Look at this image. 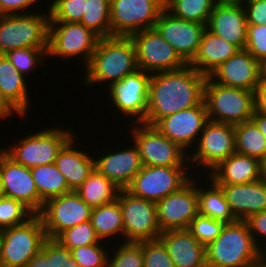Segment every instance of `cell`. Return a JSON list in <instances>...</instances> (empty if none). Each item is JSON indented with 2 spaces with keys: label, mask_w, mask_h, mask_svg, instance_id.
<instances>
[{
  "label": "cell",
  "mask_w": 266,
  "mask_h": 267,
  "mask_svg": "<svg viewBox=\"0 0 266 267\" xmlns=\"http://www.w3.org/2000/svg\"><path fill=\"white\" fill-rule=\"evenodd\" d=\"M50 14L0 15V54L24 47L48 48Z\"/></svg>",
  "instance_id": "cell-6"
},
{
  "label": "cell",
  "mask_w": 266,
  "mask_h": 267,
  "mask_svg": "<svg viewBox=\"0 0 266 267\" xmlns=\"http://www.w3.org/2000/svg\"><path fill=\"white\" fill-rule=\"evenodd\" d=\"M150 73L141 69L127 75L108 87L112 104L117 111L133 117V123H142L148 109ZM136 115V116H135Z\"/></svg>",
  "instance_id": "cell-17"
},
{
  "label": "cell",
  "mask_w": 266,
  "mask_h": 267,
  "mask_svg": "<svg viewBox=\"0 0 266 267\" xmlns=\"http://www.w3.org/2000/svg\"><path fill=\"white\" fill-rule=\"evenodd\" d=\"M48 48L24 47L8 51L5 55L16 70L26 77L30 70L33 72L37 64L43 62ZM43 58V59H42Z\"/></svg>",
  "instance_id": "cell-38"
},
{
  "label": "cell",
  "mask_w": 266,
  "mask_h": 267,
  "mask_svg": "<svg viewBox=\"0 0 266 267\" xmlns=\"http://www.w3.org/2000/svg\"><path fill=\"white\" fill-rule=\"evenodd\" d=\"M90 220L101 241L103 239H108L111 236L118 237V234L124 238L123 213L117 199L93 208Z\"/></svg>",
  "instance_id": "cell-32"
},
{
  "label": "cell",
  "mask_w": 266,
  "mask_h": 267,
  "mask_svg": "<svg viewBox=\"0 0 266 267\" xmlns=\"http://www.w3.org/2000/svg\"><path fill=\"white\" fill-rule=\"evenodd\" d=\"M255 265L257 267H266V254L264 252H260Z\"/></svg>",
  "instance_id": "cell-56"
},
{
  "label": "cell",
  "mask_w": 266,
  "mask_h": 267,
  "mask_svg": "<svg viewBox=\"0 0 266 267\" xmlns=\"http://www.w3.org/2000/svg\"><path fill=\"white\" fill-rule=\"evenodd\" d=\"M4 196H5V193H4V189H3L2 178H1V175H0V198L4 197Z\"/></svg>",
  "instance_id": "cell-58"
},
{
  "label": "cell",
  "mask_w": 266,
  "mask_h": 267,
  "mask_svg": "<svg viewBox=\"0 0 266 267\" xmlns=\"http://www.w3.org/2000/svg\"><path fill=\"white\" fill-rule=\"evenodd\" d=\"M95 159V169L119 189H126L143 164L136 145Z\"/></svg>",
  "instance_id": "cell-25"
},
{
  "label": "cell",
  "mask_w": 266,
  "mask_h": 267,
  "mask_svg": "<svg viewBox=\"0 0 266 267\" xmlns=\"http://www.w3.org/2000/svg\"><path fill=\"white\" fill-rule=\"evenodd\" d=\"M39 197L46 202L48 199L71 192L64 175L55 163L30 168Z\"/></svg>",
  "instance_id": "cell-33"
},
{
  "label": "cell",
  "mask_w": 266,
  "mask_h": 267,
  "mask_svg": "<svg viewBox=\"0 0 266 267\" xmlns=\"http://www.w3.org/2000/svg\"><path fill=\"white\" fill-rule=\"evenodd\" d=\"M26 78L19 73L5 54H0V89L6 99L25 117L30 105Z\"/></svg>",
  "instance_id": "cell-29"
},
{
  "label": "cell",
  "mask_w": 266,
  "mask_h": 267,
  "mask_svg": "<svg viewBox=\"0 0 266 267\" xmlns=\"http://www.w3.org/2000/svg\"><path fill=\"white\" fill-rule=\"evenodd\" d=\"M208 180L210 188L203 187L207 186L208 182L206 185L197 186L199 214L225 224L236 222L237 219L232 214L221 187L212 178Z\"/></svg>",
  "instance_id": "cell-30"
},
{
  "label": "cell",
  "mask_w": 266,
  "mask_h": 267,
  "mask_svg": "<svg viewBox=\"0 0 266 267\" xmlns=\"http://www.w3.org/2000/svg\"><path fill=\"white\" fill-rule=\"evenodd\" d=\"M243 7L247 24L266 25V0L245 1Z\"/></svg>",
  "instance_id": "cell-48"
},
{
  "label": "cell",
  "mask_w": 266,
  "mask_h": 267,
  "mask_svg": "<svg viewBox=\"0 0 266 267\" xmlns=\"http://www.w3.org/2000/svg\"><path fill=\"white\" fill-rule=\"evenodd\" d=\"M92 208L71 191L48 199L39 213L47 238L55 239L65 229L88 221Z\"/></svg>",
  "instance_id": "cell-15"
},
{
  "label": "cell",
  "mask_w": 266,
  "mask_h": 267,
  "mask_svg": "<svg viewBox=\"0 0 266 267\" xmlns=\"http://www.w3.org/2000/svg\"><path fill=\"white\" fill-rule=\"evenodd\" d=\"M251 120L256 124L260 129V132L266 139V114L257 113L255 110Z\"/></svg>",
  "instance_id": "cell-53"
},
{
  "label": "cell",
  "mask_w": 266,
  "mask_h": 267,
  "mask_svg": "<svg viewBox=\"0 0 266 267\" xmlns=\"http://www.w3.org/2000/svg\"><path fill=\"white\" fill-rule=\"evenodd\" d=\"M207 121L208 115L203 101L200 105L161 118L154 127L188 153V148L197 144Z\"/></svg>",
  "instance_id": "cell-20"
},
{
  "label": "cell",
  "mask_w": 266,
  "mask_h": 267,
  "mask_svg": "<svg viewBox=\"0 0 266 267\" xmlns=\"http://www.w3.org/2000/svg\"><path fill=\"white\" fill-rule=\"evenodd\" d=\"M119 188L96 169L75 191L92 209L117 199Z\"/></svg>",
  "instance_id": "cell-31"
},
{
  "label": "cell",
  "mask_w": 266,
  "mask_h": 267,
  "mask_svg": "<svg viewBox=\"0 0 266 267\" xmlns=\"http://www.w3.org/2000/svg\"><path fill=\"white\" fill-rule=\"evenodd\" d=\"M144 267H176L159 240L142 241Z\"/></svg>",
  "instance_id": "cell-44"
},
{
  "label": "cell",
  "mask_w": 266,
  "mask_h": 267,
  "mask_svg": "<svg viewBox=\"0 0 266 267\" xmlns=\"http://www.w3.org/2000/svg\"><path fill=\"white\" fill-rule=\"evenodd\" d=\"M158 239L176 267H207L206 247L188 229L167 230Z\"/></svg>",
  "instance_id": "cell-23"
},
{
  "label": "cell",
  "mask_w": 266,
  "mask_h": 267,
  "mask_svg": "<svg viewBox=\"0 0 266 267\" xmlns=\"http://www.w3.org/2000/svg\"><path fill=\"white\" fill-rule=\"evenodd\" d=\"M197 179L194 177L181 189L156 203L157 220L161 232L188 229L199 213ZM194 183V184H193Z\"/></svg>",
  "instance_id": "cell-16"
},
{
  "label": "cell",
  "mask_w": 266,
  "mask_h": 267,
  "mask_svg": "<svg viewBox=\"0 0 266 267\" xmlns=\"http://www.w3.org/2000/svg\"><path fill=\"white\" fill-rule=\"evenodd\" d=\"M249 226L250 232L253 236V239L255 241V244L257 245L260 252H263L266 249V210L251 215L248 219L245 220ZM260 234V235H259ZM262 238V240L258 237ZM265 237V238H264ZM258 238V239H256ZM260 239V240H259ZM260 241V242H259ZM263 244H262V243ZM262 246H265L262 247Z\"/></svg>",
  "instance_id": "cell-46"
},
{
  "label": "cell",
  "mask_w": 266,
  "mask_h": 267,
  "mask_svg": "<svg viewBox=\"0 0 266 267\" xmlns=\"http://www.w3.org/2000/svg\"><path fill=\"white\" fill-rule=\"evenodd\" d=\"M186 168V169H185ZM187 167L143 165L126 190L136 197L157 203L186 185L191 179Z\"/></svg>",
  "instance_id": "cell-10"
},
{
  "label": "cell",
  "mask_w": 266,
  "mask_h": 267,
  "mask_svg": "<svg viewBox=\"0 0 266 267\" xmlns=\"http://www.w3.org/2000/svg\"><path fill=\"white\" fill-rule=\"evenodd\" d=\"M224 226V222L214 220L198 213L191 221L188 230L202 245L207 247L221 234Z\"/></svg>",
  "instance_id": "cell-42"
},
{
  "label": "cell",
  "mask_w": 266,
  "mask_h": 267,
  "mask_svg": "<svg viewBox=\"0 0 266 267\" xmlns=\"http://www.w3.org/2000/svg\"><path fill=\"white\" fill-rule=\"evenodd\" d=\"M258 249L246 221L225 224L221 234L206 247L207 267H251Z\"/></svg>",
  "instance_id": "cell-3"
},
{
  "label": "cell",
  "mask_w": 266,
  "mask_h": 267,
  "mask_svg": "<svg viewBox=\"0 0 266 267\" xmlns=\"http://www.w3.org/2000/svg\"><path fill=\"white\" fill-rule=\"evenodd\" d=\"M122 242L117 249L114 248L112 257L108 255L107 267H144L142 241Z\"/></svg>",
  "instance_id": "cell-40"
},
{
  "label": "cell",
  "mask_w": 266,
  "mask_h": 267,
  "mask_svg": "<svg viewBox=\"0 0 266 267\" xmlns=\"http://www.w3.org/2000/svg\"><path fill=\"white\" fill-rule=\"evenodd\" d=\"M136 125V128L134 126L131 129V134L143 165L172 167L189 165V155L180 145L169 140L153 125L145 123Z\"/></svg>",
  "instance_id": "cell-9"
},
{
  "label": "cell",
  "mask_w": 266,
  "mask_h": 267,
  "mask_svg": "<svg viewBox=\"0 0 266 267\" xmlns=\"http://www.w3.org/2000/svg\"><path fill=\"white\" fill-rule=\"evenodd\" d=\"M206 78L189 64L177 70L153 73L142 123L154 126L161 118L200 105L204 101Z\"/></svg>",
  "instance_id": "cell-1"
},
{
  "label": "cell",
  "mask_w": 266,
  "mask_h": 267,
  "mask_svg": "<svg viewBox=\"0 0 266 267\" xmlns=\"http://www.w3.org/2000/svg\"><path fill=\"white\" fill-rule=\"evenodd\" d=\"M261 165H262V178L266 181V157L261 162Z\"/></svg>",
  "instance_id": "cell-57"
},
{
  "label": "cell",
  "mask_w": 266,
  "mask_h": 267,
  "mask_svg": "<svg viewBox=\"0 0 266 267\" xmlns=\"http://www.w3.org/2000/svg\"><path fill=\"white\" fill-rule=\"evenodd\" d=\"M99 36L81 23L49 22L47 57H83L87 65L95 51Z\"/></svg>",
  "instance_id": "cell-11"
},
{
  "label": "cell",
  "mask_w": 266,
  "mask_h": 267,
  "mask_svg": "<svg viewBox=\"0 0 266 267\" xmlns=\"http://www.w3.org/2000/svg\"><path fill=\"white\" fill-rule=\"evenodd\" d=\"M0 175L6 197L22 202L34 214L42 211L45 202L39 197L30 168L15 162L3 149H0Z\"/></svg>",
  "instance_id": "cell-18"
},
{
  "label": "cell",
  "mask_w": 266,
  "mask_h": 267,
  "mask_svg": "<svg viewBox=\"0 0 266 267\" xmlns=\"http://www.w3.org/2000/svg\"><path fill=\"white\" fill-rule=\"evenodd\" d=\"M164 9L165 0H111V37H130L133 33L154 28Z\"/></svg>",
  "instance_id": "cell-8"
},
{
  "label": "cell",
  "mask_w": 266,
  "mask_h": 267,
  "mask_svg": "<svg viewBox=\"0 0 266 267\" xmlns=\"http://www.w3.org/2000/svg\"><path fill=\"white\" fill-rule=\"evenodd\" d=\"M110 3L111 0H85V11L80 23L100 38L111 37Z\"/></svg>",
  "instance_id": "cell-36"
},
{
  "label": "cell",
  "mask_w": 266,
  "mask_h": 267,
  "mask_svg": "<svg viewBox=\"0 0 266 267\" xmlns=\"http://www.w3.org/2000/svg\"><path fill=\"white\" fill-rule=\"evenodd\" d=\"M15 111V112H13ZM13 113H17L20 116H23L3 95L0 89V119H5L10 117Z\"/></svg>",
  "instance_id": "cell-52"
},
{
  "label": "cell",
  "mask_w": 266,
  "mask_h": 267,
  "mask_svg": "<svg viewBox=\"0 0 266 267\" xmlns=\"http://www.w3.org/2000/svg\"><path fill=\"white\" fill-rule=\"evenodd\" d=\"M237 220L266 210V181L261 178L245 184L219 185Z\"/></svg>",
  "instance_id": "cell-22"
},
{
  "label": "cell",
  "mask_w": 266,
  "mask_h": 267,
  "mask_svg": "<svg viewBox=\"0 0 266 267\" xmlns=\"http://www.w3.org/2000/svg\"><path fill=\"white\" fill-rule=\"evenodd\" d=\"M86 69L85 86L98 83L121 81L127 75L136 72V48L130 37L112 36L99 38L95 51Z\"/></svg>",
  "instance_id": "cell-2"
},
{
  "label": "cell",
  "mask_w": 266,
  "mask_h": 267,
  "mask_svg": "<svg viewBox=\"0 0 266 267\" xmlns=\"http://www.w3.org/2000/svg\"><path fill=\"white\" fill-rule=\"evenodd\" d=\"M255 111L266 114V83H259L254 92Z\"/></svg>",
  "instance_id": "cell-51"
},
{
  "label": "cell",
  "mask_w": 266,
  "mask_h": 267,
  "mask_svg": "<svg viewBox=\"0 0 266 267\" xmlns=\"http://www.w3.org/2000/svg\"><path fill=\"white\" fill-rule=\"evenodd\" d=\"M59 128L37 131L2 149L15 162L27 168L55 163L58 152L74 137L73 131Z\"/></svg>",
  "instance_id": "cell-7"
},
{
  "label": "cell",
  "mask_w": 266,
  "mask_h": 267,
  "mask_svg": "<svg viewBox=\"0 0 266 267\" xmlns=\"http://www.w3.org/2000/svg\"><path fill=\"white\" fill-rule=\"evenodd\" d=\"M209 77L217 84L255 92L260 83L259 61L247 50H239L217 67Z\"/></svg>",
  "instance_id": "cell-21"
},
{
  "label": "cell",
  "mask_w": 266,
  "mask_h": 267,
  "mask_svg": "<svg viewBox=\"0 0 266 267\" xmlns=\"http://www.w3.org/2000/svg\"><path fill=\"white\" fill-rule=\"evenodd\" d=\"M245 1H261V0H245Z\"/></svg>",
  "instance_id": "cell-59"
},
{
  "label": "cell",
  "mask_w": 266,
  "mask_h": 267,
  "mask_svg": "<svg viewBox=\"0 0 266 267\" xmlns=\"http://www.w3.org/2000/svg\"><path fill=\"white\" fill-rule=\"evenodd\" d=\"M260 67V83H266V58L259 62Z\"/></svg>",
  "instance_id": "cell-55"
},
{
  "label": "cell",
  "mask_w": 266,
  "mask_h": 267,
  "mask_svg": "<svg viewBox=\"0 0 266 267\" xmlns=\"http://www.w3.org/2000/svg\"><path fill=\"white\" fill-rule=\"evenodd\" d=\"M75 136L58 152L55 164L64 175L69 188L76 191L95 169V158L84 150L74 148Z\"/></svg>",
  "instance_id": "cell-27"
},
{
  "label": "cell",
  "mask_w": 266,
  "mask_h": 267,
  "mask_svg": "<svg viewBox=\"0 0 266 267\" xmlns=\"http://www.w3.org/2000/svg\"><path fill=\"white\" fill-rule=\"evenodd\" d=\"M214 5H243L245 0H212Z\"/></svg>",
  "instance_id": "cell-54"
},
{
  "label": "cell",
  "mask_w": 266,
  "mask_h": 267,
  "mask_svg": "<svg viewBox=\"0 0 266 267\" xmlns=\"http://www.w3.org/2000/svg\"><path fill=\"white\" fill-rule=\"evenodd\" d=\"M138 68L153 74L183 68L186 63L155 28L133 33Z\"/></svg>",
  "instance_id": "cell-14"
},
{
  "label": "cell",
  "mask_w": 266,
  "mask_h": 267,
  "mask_svg": "<svg viewBox=\"0 0 266 267\" xmlns=\"http://www.w3.org/2000/svg\"><path fill=\"white\" fill-rule=\"evenodd\" d=\"M245 50L259 62L266 58V25L247 24Z\"/></svg>",
  "instance_id": "cell-45"
},
{
  "label": "cell",
  "mask_w": 266,
  "mask_h": 267,
  "mask_svg": "<svg viewBox=\"0 0 266 267\" xmlns=\"http://www.w3.org/2000/svg\"><path fill=\"white\" fill-rule=\"evenodd\" d=\"M51 267H79L71 251L55 239H51Z\"/></svg>",
  "instance_id": "cell-47"
},
{
  "label": "cell",
  "mask_w": 266,
  "mask_h": 267,
  "mask_svg": "<svg viewBox=\"0 0 266 267\" xmlns=\"http://www.w3.org/2000/svg\"><path fill=\"white\" fill-rule=\"evenodd\" d=\"M204 102L208 120L237 125L250 121L255 110L254 92L205 80Z\"/></svg>",
  "instance_id": "cell-4"
},
{
  "label": "cell",
  "mask_w": 266,
  "mask_h": 267,
  "mask_svg": "<svg viewBox=\"0 0 266 267\" xmlns=\"http://www.w3.org/2000/svg\"><path fill=\"white\" fill-rule=\"evenodd\" d=\"M154 28L189 64L197 53L206 25L177 18L164 9Z\"/></svg>",
  "instance_id": "cell-19"
},
{
  "label": "cell",
  "mask_w": 266,
  "mask_h": 267,
  "mask_svg": "<svg viewBox=\"0 0 266 267\" xmlns=\"http://www.w3.org/2000/svg\"><path fill=\"white\" fill-rule=\"evenodd\" d=\"M214 6L212 0H165V9L170 14L206 26Z\"/></svg>",
  "instance_id": "cell-35"
},
{
  "label": "cell",
  "mask_w": 266,
  "mask_h": 267,
  "mask_svg": "<svg viewBox=\"0 0 266 267\" xmlns=\"http://www.w3.org/2000/svg\"><path fill=\"white\" fill-rule=\"evenodd\" d=\"M103 242L80 246L71 250L72 256L79 267H107L108 253L107 248L101 246Z\"/></svg>",
  "instance_id": "cell-43"
},
{
  "label": "cell",
  "mask_w": 266,
  "mask_h": 267,
  "mask_svg": "<svg viewBox=\"0 0 266 267\" xmlns=\"http://www.w3.org/2000/svg\"><path fill=\"white\" fill-rule=\"evenodd\" d=\"M49 5V22L80 23L85 11V0H53Z\"/></svg>",
  "instance_id": "cell-41"
},
{
  "label": "cell",
  "mask_w": 266,
  "mask_h": 267,
  "mask_svg": "<svg viewBox=\"0 0 266 267\" xmlns=\"http://www.w3.org/2000/svg\"><path fill=\"white\" fill-rule=\"evenodd\" d=\"M207 176L218 185L245 184L262 178V165L254 157L234 152Z\"/></svg>",
  "instance_id": "cell-26"
},
{
  "label": "cell",
  "mask_w": 266,
  "mask_h": 267,
  "mask_svg": "<svg viewBox=\"0 0 266 267\" xmlns=\"http://www.w3.org/2000/svg\"><path fill=\"white\" fill-rule=\"evenodd\" d=\"M194 150L192 155L189 154V165L193 163V166L203 167L210 173L236 152L234 125L208 120Z\"/></svg>",
  "instance_id": "cell-12"
},
{
  "label": "cell",
  "mask_w": 266,
  "mask_h": 267,
  "mask_svg": "<svg viewBox=\"0 0 266 267\" xmlns=\"http://www.w3.org/2000/svg\"><path fill=\"white\" fill-rule=\"evenodd\" d=\"M234 127L236 152L262 162L266 157V139L260 129L252 120L234 125Z\"/></svg>",
  "instance_id": "cell-34"
},
{
  "label": "cell",
  "mask_w": 266,
  "mask_h": 267,
  "mask_svg": "<svg viewBox=\"0 0 266 267\" xmlns=\"http://www.w3.org/2000/svg\"><path fill=\"white\" fill-rule=\"evenodd\" d=\"M46 239L39 214H34L25 223L1 230L0 267H26Z\"/></svg>",
  "instance_id": "cell-5"
},
{
  "label": "cell",
  "mask_w": 266,
  "mask_h": 267,
  "mask_svg": "<svg viewBox=\"0 0 266 267\" xmlns=\"http://www.w3.org/2000/svg\"><path fill=\"white\" fill-rule=\"evenodd\" d=\"M39 0H0V15L24 14L31 5ZM22 10V11H21Z\"/></svg>",
  "instance_id": "cell-49"
},
{
  "label": "cell",
  "mask_w": 266,
  "mask_h": 267,
  "mask_svg": "<svg viewBox=\"0 0 266 267\" xmlns=\"http://www.w3.org/2000/svg\"><path fill=\"white\" fill-rule=\"evenodd\" d=\"M124 222V242L156 240L161 234L156 203L136 197L126 189L117 195Z\"/></svg>",
  "instance_id": "cell-13"
},
{
  "label": "cell",
  "mask_w": 266,
  "mask_h": 267,
  "mask_svg": "<svg viewBox=\"0 0 266 267\" xmlns=\"http://www.w3.org/2000/svg\"><path fill=\"white\" fill-rule=\"evenodd\" d=\"M26 267H51V239L47 238L41 250L33 256Z\"/></svg>",
  "instance_id": "cell-50"
},
{
  "label": "cell",
  "mask_w": 266,
  "mask_h": 267,
  "mask_svg": "<svg viewBox=\"0 0 266 267\" xmlns=\"http://www.w3.org/2000/svg\"><path fill=\"white\" fill-rule=\"evenodd\" d=\"M206 28L240 50L245 49L247 20L243 5L214 6Z\"/></svg>",
  "instance_id": "cell-24"
},
{
  "label": "cell",
  "mask_w": 266,
  "mask_h": 267,
  "mask_svg": "<svg viewBox=\"0 0 266 267\" xmlns=\"http://www.w3.org/2000/svg\"><path fill=\"white\" fill-rule=\"evenodd\" d=\"M33 215L22 202L6 196L0 198V231L25 223Z\"/></svg>",
  "instance_id": "cell-39"
},
{
  "label": "cell",
  "mask_w": 266,
  "mask_h": 267,
  "mask_svg": "<svg viewBox=\"0 0 266 267\" xmlns=\"http://www.w3.org/2000/svg\"><path fill=\"white\" fill-rule=\"evenodd\" d=\"M63 247L72 249L79 248L80 246H87L102 242L91 223V220L77 224L61 232L56 238Z\"/></svg>",
  "instance_id": "cell-37"
},
{
  "label": "cell",
  "mask_w": 266,
  "mask_h": 267,
  "mask_svg": "<svg viewBox=\"0 0 266 267\" xmlns=\"http://www.w3.org/2000/svg\"><path fill=\"white\" fill-rule=\"evenodd\" d=\"M240 49L213 34L207 28L204 30L199 48L193 60L189 63L199 73L209 76L217 67Z\"/></svg>",
  "instance_id": "cell-28"
}]
</instances>
